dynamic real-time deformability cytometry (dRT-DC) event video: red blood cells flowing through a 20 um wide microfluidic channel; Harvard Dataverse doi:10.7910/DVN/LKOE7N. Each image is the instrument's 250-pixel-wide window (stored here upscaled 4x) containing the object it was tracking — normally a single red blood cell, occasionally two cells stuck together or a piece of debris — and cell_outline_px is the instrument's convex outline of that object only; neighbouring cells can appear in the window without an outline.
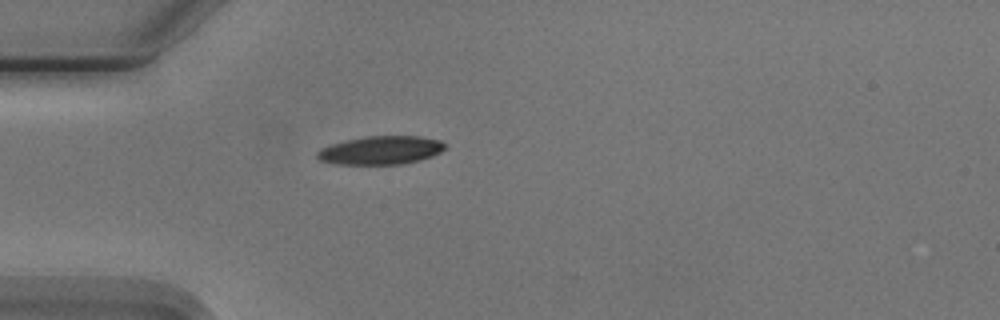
{"species": "Egyptian fruit bat (a non-hibernating species)", "species_latin": "Rousettus aegyptiacus", "temperature_condition": "cold", "stored_images_in_passage": 1, "camera_frame_rate_fps": 3000, "um_per_image_px": 0.085, "animal": {"sex": "male"}, "frame": {"image": 1, "passage_image": 1, "time_ms": 0.0, "image_size_px": [1000, 320], "cell_outline_px": [[444, 148], [440, 152], [432, 156], [400, 164], [336, 164], [320, 160], [316, 156], [316, 152], [320, 148], [332, 144], [348, 140], [368, 136], [420, 136], [440, 140], [444, 144]], "centroid_in_image_um": [32.34, 12.77], "position_along_channel_um": 52.7, "area_um2": 20.87}}